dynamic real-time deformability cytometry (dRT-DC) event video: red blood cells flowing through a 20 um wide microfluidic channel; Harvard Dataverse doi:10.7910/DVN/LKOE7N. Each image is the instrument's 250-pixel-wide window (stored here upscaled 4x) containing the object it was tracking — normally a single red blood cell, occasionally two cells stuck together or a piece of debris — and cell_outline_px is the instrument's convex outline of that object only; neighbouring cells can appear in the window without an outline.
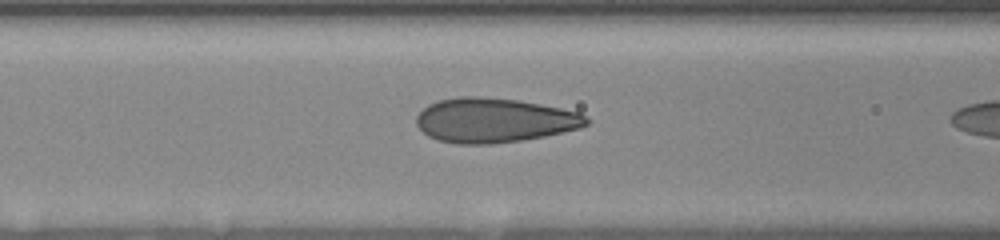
{"species": "human", "species_latin": "Homo sapiens", "temperature_condition": "room temperature", "stored_images_in_passage": 15, "camera_frame_rate_fps": 3000, "um_per_image_px": 0.085, "donor": {"sex": "female"}, "frame": {"image": 1, "passage_image": 13, "time_ms": 6.0, "image_size_px": [1000, 240], "cell_outline_px": [[588, 124], [580, 128], [544, 136], [520, 140], [488, 144], [460, 144], [440, 140], [428, 136], [416, 124], [416, 116], [428, 104], [440, 100], [460, 96], [480, 96], [520, 100], [580, 112], [588, 120]], "centroid_in_image_um": [42.0, 10.21], "position_along_channel_um": 124.6, "area_um2": 43.87}}